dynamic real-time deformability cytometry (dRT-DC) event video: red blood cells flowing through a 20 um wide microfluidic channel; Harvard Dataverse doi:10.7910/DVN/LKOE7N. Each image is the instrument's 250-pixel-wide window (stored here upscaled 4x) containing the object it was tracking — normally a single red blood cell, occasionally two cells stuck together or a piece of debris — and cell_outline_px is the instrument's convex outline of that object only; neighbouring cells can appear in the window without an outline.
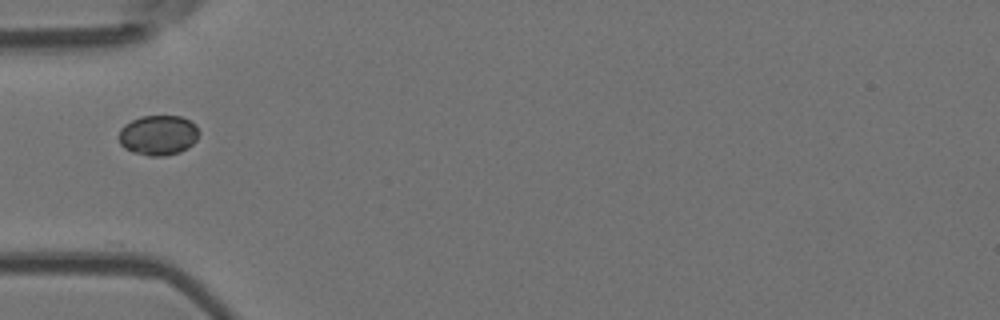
{"species": "Egyptian fruit bat (a non-hibernating species)", "species_latin": "Rousettus aegyptiacus", "temperature_condition": "room temperature", "stored_images_in_passage": 1, "camera_frame_rate_fps": 3000, "um_per_image_px": 0.085, "animal": {"sex": "female"}, "frame": {"image": 1, "passage_image": 1, "time_ms": 0.0, "image_size_px": [1000, 320], "cell_outline_px": [[200, 132], [196, 140], [188, 148], [180, 152], [164, 156], [148, 156], [132, 152], [124, 148], [120, 144], [120, 128], [124, 124], [140, 116], [180, 116], [196, 124]], "centroid_in_image_um": [13.46, 11.49], "position_along_channel_um": 71.5, "area_um2": 18.84}}